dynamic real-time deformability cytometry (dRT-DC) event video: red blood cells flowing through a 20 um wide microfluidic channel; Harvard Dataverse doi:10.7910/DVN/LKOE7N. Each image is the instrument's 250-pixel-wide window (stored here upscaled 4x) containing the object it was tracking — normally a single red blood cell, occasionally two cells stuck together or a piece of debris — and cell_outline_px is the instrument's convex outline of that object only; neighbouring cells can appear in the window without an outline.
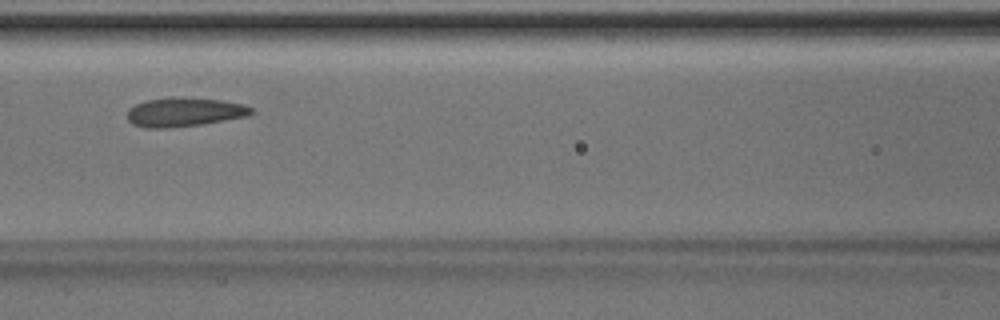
{"species": "Egyptian fruit bat (a non-hibernating species)", "species_latin": "Rousettus aegyptiacus", "temperature_condition": "room temperature", "stored_images_in_passage": 4, "camera_frame_rate_fps": 3000, "um_per_image_px": 0.085, "animal": {"sex": "male"}, "frame": {"image": 1, "passage_image": 4, "time_ms": 1.0, "image_size_px": [1000, 320], "cell_outline_px": [[256, 112], [248, 116], [204, 124], [172, 128], [144, 128], [132, 124], [128, 120], [128, 108], [144, 100], [168, 96], [220, 100], [244, 104], [252, 108]], "centroid_in_image_um": [15.66, 9.53], "position_along_channel_um": 150.9, "area_um2": 21.39}}